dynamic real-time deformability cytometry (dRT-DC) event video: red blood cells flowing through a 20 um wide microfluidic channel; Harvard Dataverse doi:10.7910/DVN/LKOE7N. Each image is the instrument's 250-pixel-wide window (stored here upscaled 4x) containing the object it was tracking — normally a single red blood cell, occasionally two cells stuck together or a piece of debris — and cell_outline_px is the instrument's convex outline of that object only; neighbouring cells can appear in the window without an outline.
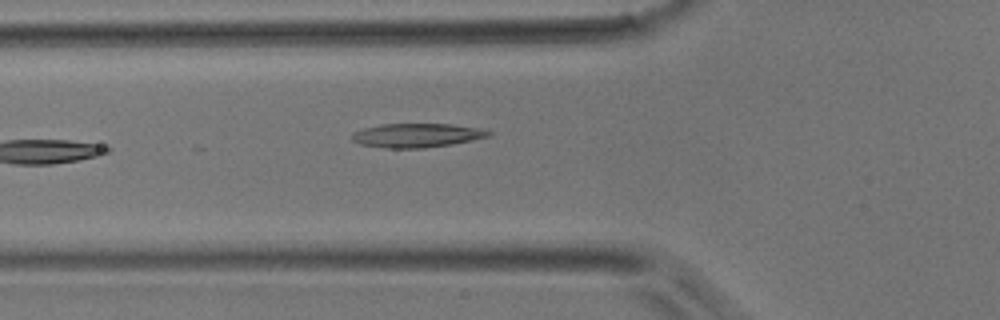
{"species": "common noctule bat (a hibernating species)", "species_latin": "Nyctalus noctula", "temperature_condition": "room temperature", "stored_images_in_passage": 3, "camera_frame_rate_fps": 3000, "um_per_image_px": 0.085, "animal": {"sex": "male", "body_mass_g": 17.9}, "frame": {"image": 1, "passage_image": 3, "time_ms": 0.667, "image_size_px": [1000, 320], "cell_outline_px": [[492, 136], [452, 144], [424, 148], [384, 148], [360, 144], [352, 140], [352, 132], [364, 128], [380, 124], [452, 124], [480, 128], [492, 132]], "centroid_in_image_um": [35.44, 11.5], "position_along_channel_um": 90.4, "area_um2": 19.19}}